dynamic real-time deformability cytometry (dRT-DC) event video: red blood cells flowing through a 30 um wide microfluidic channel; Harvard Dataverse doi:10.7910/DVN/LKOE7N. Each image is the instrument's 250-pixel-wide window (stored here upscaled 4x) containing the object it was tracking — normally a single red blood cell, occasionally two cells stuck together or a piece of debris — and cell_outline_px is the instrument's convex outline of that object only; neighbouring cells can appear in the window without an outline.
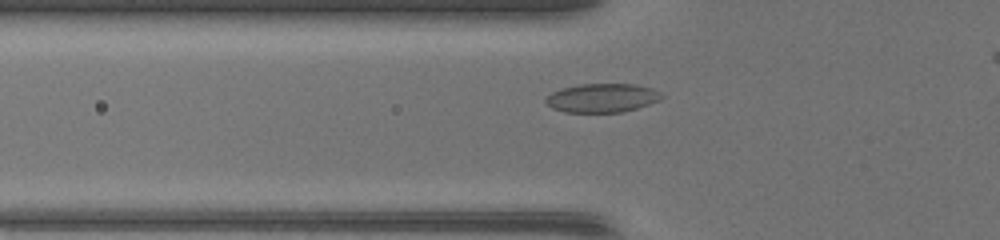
{"species": "common noctule bat (a hibernating species)", "species_latin": "Nyctalus noctula", "temperature_condition": "warm", "stored_images_in_passage": 38, "camera_frame_rate_fps": 3000, "um_per_image_px": 0.085, "animal": {"sex": "female", "body_mass_g": 17.0, "forearm_length_mm": 48.0}, "frame": {"image": 1, "passage_image": 12, "time_ms": 3.667, "image_size_px": [1000, 240], "cell_outline_px": [[664, 96], [660, 100], [636, 108], [620, 112], [564, 112], [552, 108], [544, 100], [552, 92], [564, 88], [580, 84], [636, 84], [652, 88], [660, 92]], "centroid_in_image_um": [51.2, 8.32], "position_along_channel_um": 74.6, "area_um2": 19.31}}
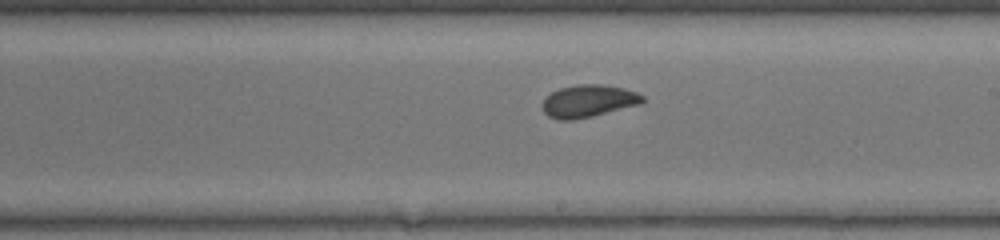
{"frame": {"image": 2, "passage_image": 23, "time_ms": 7.333, "image_size_px": [1000, 240], "cell_outline_px": [[644, 100], [640, 104], [592, 116], [572, 120], [560, 120], [548, 116], [544, 112], [544, 100], [552, 92], [560, 88], [576, 84], [600, 84], [624, 88], [636, 92], [644, 96]], "centroid_in_image_um": [50.03, 8.58], "position_along_channel_um": 239.0, "area_um2": 18.67}}
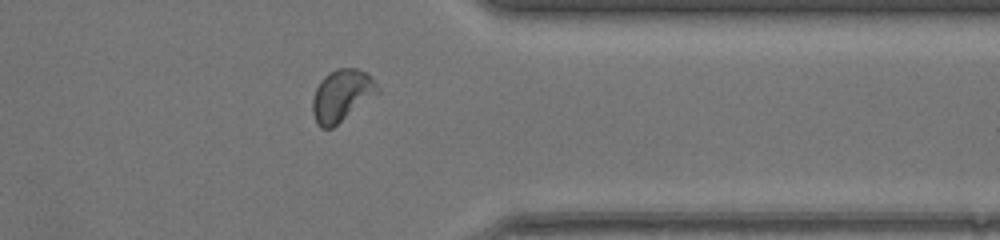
{"frame": {"image": 3, "passage_image": 33, "time_ms": 10.667, "image_size_px": [1000, 240], "cell_outline_px": [[380, 92], [332, 128], [320, 128], [316, 124], [312, 112], [312, 100], [316, 88], [320, 80], [324, 76], [336, 68], [356, 68], [364, 72], [380, 88]], "centroid_in_image_um": [29.01, 8.13], "position_along_channel_um": 382.4, "area_um2": 19.54}}